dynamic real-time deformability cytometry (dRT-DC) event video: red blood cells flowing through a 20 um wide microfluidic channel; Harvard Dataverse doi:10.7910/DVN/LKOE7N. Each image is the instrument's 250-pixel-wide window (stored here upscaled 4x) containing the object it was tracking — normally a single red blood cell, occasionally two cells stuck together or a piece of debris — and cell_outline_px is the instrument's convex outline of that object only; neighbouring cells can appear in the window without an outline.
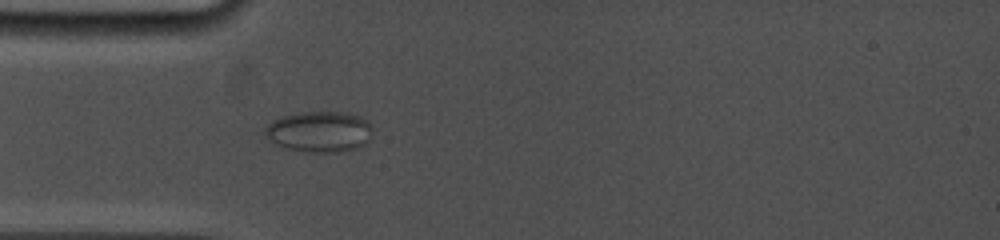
{"species": "common noctule bat (a hibernating species)", "species_latin": "Nyctalus noctula", "temperature_condition": "cold", "stored_images_in_passage": 4, "camera_frame_rate_fps": 5000, "um_per_image_px": 0.085, "animal": {"sex": "female", "body_mass_g": 19.0, "forearm_length_mm": 53.3}, "frame": {"image": 1, "passage_image": 4, "time_ms": 2.2, "image_size_px": [1000, 240], "cell_outline_px": [[372, 132], [368, 140], [364, 144], [356, 148], [340, 152], [308, 152], [284, 148], [276, 144], [264, 132], [264, 128], [272, 120], [280, 116], [296, 112], [348, 112], [360, 116], [368, 120], [372, 124]], "centroid_in_image_um": [27.16, 11.17], "position_along_channel_um": 57.8, "area_um2": 25.89}}